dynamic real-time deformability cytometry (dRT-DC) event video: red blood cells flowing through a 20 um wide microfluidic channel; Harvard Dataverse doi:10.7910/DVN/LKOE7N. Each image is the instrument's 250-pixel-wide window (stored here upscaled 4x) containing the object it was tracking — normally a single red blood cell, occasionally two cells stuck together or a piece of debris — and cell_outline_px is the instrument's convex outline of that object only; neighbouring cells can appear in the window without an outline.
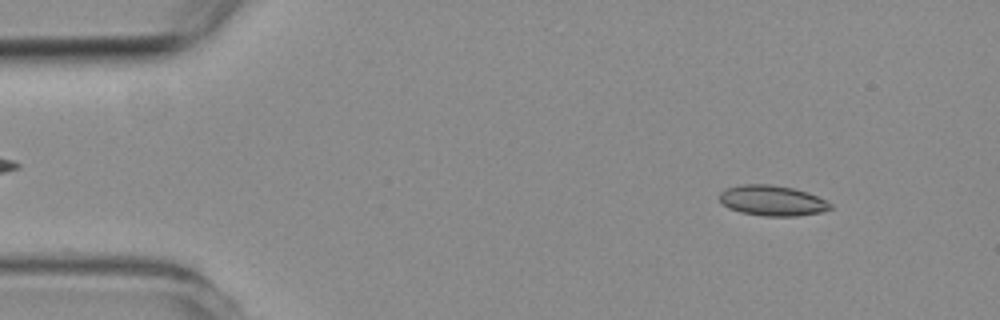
{"species": "common noctule bat (a hibernating species)", "species_latin": "Nyctalus noctula", "temperature_condition": "room temperature", "stored_images_in_passage": 5, "camera_frame_rate_fps": 3000, "um_per_image_px": 0.085, "animal": {"sex": "female", "body_mass_g": 19.3, "forearm_length_mm": 54.1}, "frame": {"image": 1, "passage_image": 1, "time_ms": 0.0, "image_size_px": [1000, 320], "cell_outline_px": [[832, 208], [820, 212], [796, 216], [764, 216], [740, 212], [728, 208], [720, 200], [720, 192], [724, 188], [744, 184], [768, 184], [792, 188], [808, 192], [832, 204]], "centroid_in_image_um": [65.62, 17.05], "position_along_channel_um": 19.4, "area_um2": 19.54}}
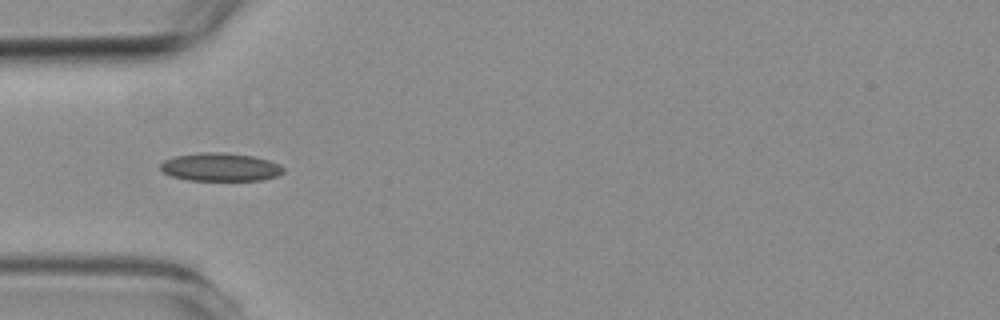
{"frame": {"image": 2, "passage_image": 4, "time_ms": 3.333, "image_size_px": [1000, 320], "cell_outline_px": [[284, 172], [276, 176], [264, 180], [188, 180], [172, 176], [164, 172], [160, 168], [160, 164], [164, 160], [176, 156], [200, 152], [224, 152], [252, 156], [268, 160], [280, 164], [284, 168]], "centroid_in_image_um": [18.75, 14.2], "position_along_channel_um": 66.3, "area_um2": 20.17}}
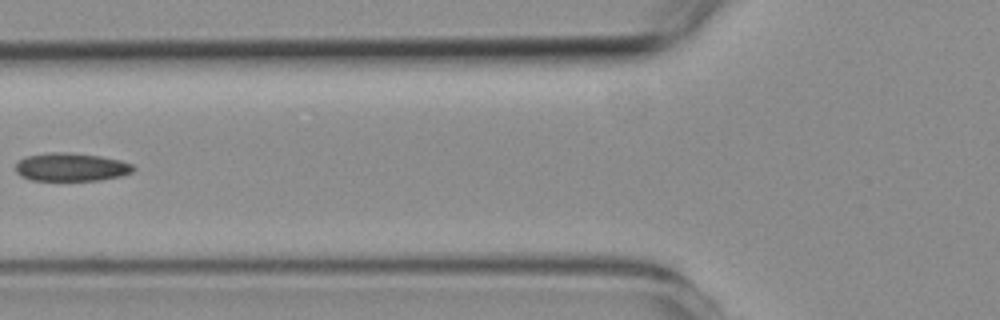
{"frame": {"image": 3, "passage_image": 5, "time_ms": 4.667, "image_size_px": [1000, 320], "cell_outline_px": [[136, 168], [132, 172], [120, 176], [100, 180], [32, 180], [20, 176], [16, 172], [16, 164], [20, 160], [28, 156], [52, 152], [60, 152], [100, 156], [120, 160], [132, 164]], "centroid_in_image_um": [6.06, 14.21], "position_along_channel_um": 119.7, "area_um2": 19.13}}